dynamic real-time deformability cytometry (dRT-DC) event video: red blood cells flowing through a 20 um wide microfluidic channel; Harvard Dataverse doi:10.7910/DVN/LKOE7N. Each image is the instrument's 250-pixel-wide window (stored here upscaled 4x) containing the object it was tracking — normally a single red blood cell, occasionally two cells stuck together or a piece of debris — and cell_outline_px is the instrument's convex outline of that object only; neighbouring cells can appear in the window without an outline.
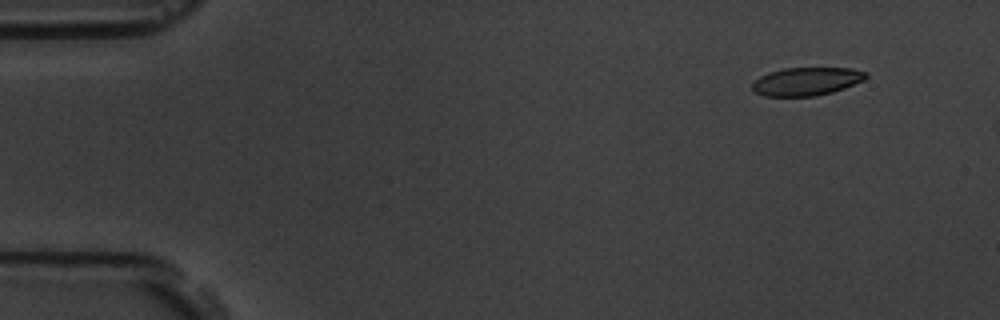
{"species": "common noctule bat (a hibernating species)", "species_latin": "Nyctalus noctula", "temperature_condition": "room temperature", "stored_images_in_passage": 3, "segment_of_instrument_passage": [1, 2], "camera_frame_rate_fps": 3000, "um_per_image_px": 0.085, "animal": {"sex": "male", "body_mass_g": 19.5, "forearm_length_mm": 54.6}, "frame": {"image": 1, "passage_image": 1, "time_ms": 0.0, "image_size_px": [1000, 320], "cell_outline_px": [[868, 76], [864, 80], [844, 88], [832, 92], [816, 96], [764, 96], [752, 92], [752, 84], [760, 76], [768, 72], [784, 68], [852, 68], [868, 72]], "centroid_in_image_um": [68.55, 6.92], "position_along_channel_um": 16.5, "area_um2": 18.79}}